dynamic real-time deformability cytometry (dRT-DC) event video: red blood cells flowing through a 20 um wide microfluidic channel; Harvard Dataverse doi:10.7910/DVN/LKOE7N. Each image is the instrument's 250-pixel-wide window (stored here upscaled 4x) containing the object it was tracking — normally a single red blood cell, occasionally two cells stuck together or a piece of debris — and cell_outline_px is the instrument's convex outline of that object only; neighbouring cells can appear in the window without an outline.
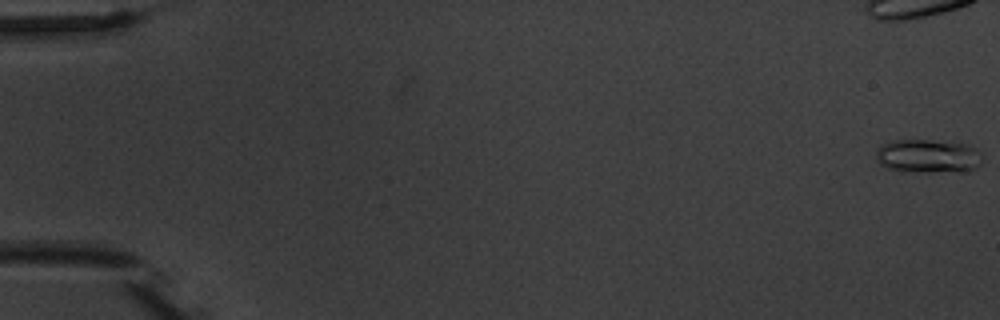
{"species": "common noctule bat (a hibernating species)", "species_latin": "Nyctalus noctula", "temperature_condition": "warm", "stored_images_in_passage": 6, "camera_frame_rate_fps": 3000, "um_per_image_px": 0.085, "animal": {"sex": "male", "body_mass_g": 20.1, "forearm_length_mm": 53.5}, "frame": {"image": 1, "passage_image": 1, "time_ms": 0.0, "image_size_px": [1000, 320], "cell_outline_px": [[980, 164], [976, 168], [968, 172], [904, 172], [888, 168], [880, 164], [876, 160], [876, 152], [880, 144], [892, 140], [928, 140], [964, 144], [976, 148], [980, 152]], "centroid_in_image_um": [78.86, 13.29], "position_along_channel_um": 6.1, "area_um2": 21.15}}